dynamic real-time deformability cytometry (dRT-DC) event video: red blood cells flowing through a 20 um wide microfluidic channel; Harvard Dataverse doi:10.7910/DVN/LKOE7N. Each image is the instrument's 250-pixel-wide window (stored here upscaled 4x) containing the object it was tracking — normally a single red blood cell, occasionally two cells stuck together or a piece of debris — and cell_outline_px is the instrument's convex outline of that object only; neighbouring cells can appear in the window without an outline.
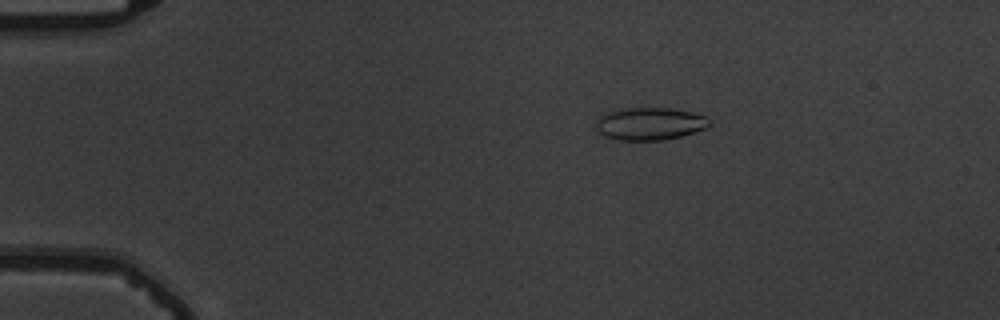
{"species": "common noctule bat (a hibernating species)", "species_latin": "Nyctalus noctula", "temperature_condition": "warm", "stored_images_in_passage": 55, "camera_frame_rate_fps": 3000, "um_per_image_px": 0.085, "animal": {"sex": "male", "body_mass_g": 19.5, "forearm_length_mm": 54.6}, "frame": {"image": 1, "passage_image": 11, "time_ms": 3.333, "image_size_px": [1000, 320], "cell_outline_px": [[712, 124], [708, 128], [680, 136], [664, 140], [616, 140], [604, 136], [596, 128], [596, 120], [600, 116], [608, 112], [628, 108], [668, 108], [692, 112], [708, 116], [712, 120]], "centroid_in_image_um": [55.29, 10.52], "position_along_channel_um": 29.7, "area_um2": 21.68}}
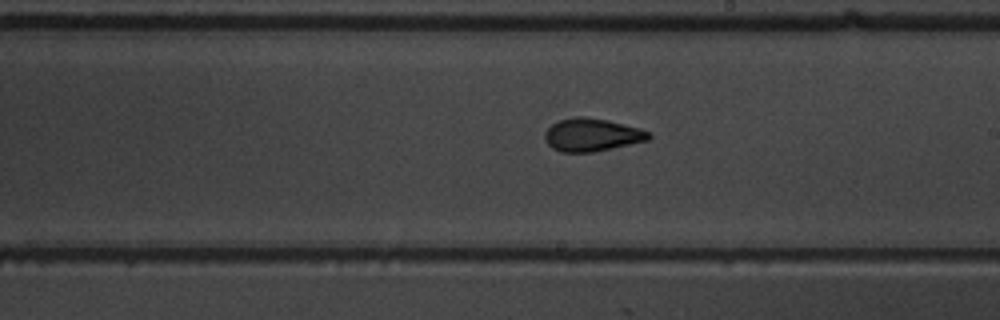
{"frame": {"image": 2, "passage_image": 33, "time_ms": 10.667, "image_size_px": [1000, 320], "cell_outline_px": [[652, 136], [648, 140], [612, 148], [592, 152], [560, 152], [552, 148], [548, 144], [544, 136], [544, 132], [552, 124], [560, 120], [572, 116], [584, 116], [604, 120], [640, 128], [648, 132]], "centroid_in_image_um": [50.27, 11.46], "position_along_channel_um": 238.7, "area_um2": 19.77}}
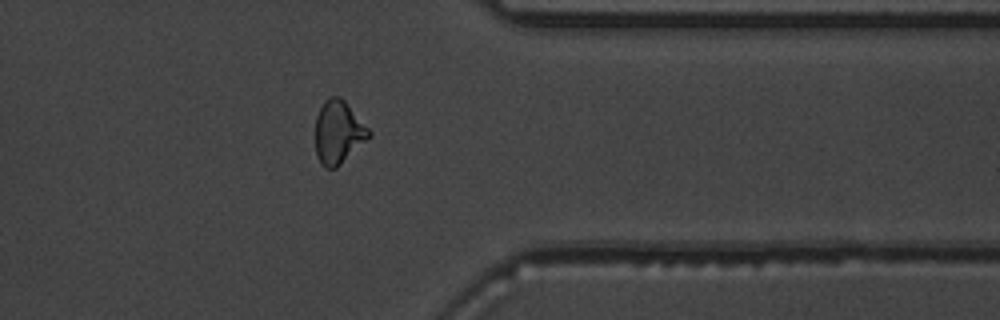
{"frame": {"image": 3, "passage_image": 45, "time_ms": 14.667, "image_size_px": [1000, 320], "cell_outline_px": [[372, 136], [336, 168], [324, 168], [320, 164], [316, 156], [316, 116], [324, 100], [328, 96], [340, 96], [344, 100], [372, 132]], "centroid_in_image_um": [28.76, 11.25], "position_along_channel_um": 382.6, "area_um2": 19.83}, "authors_computed_cell_mechanics": {"area_um2": 20.0566, "velocity_mm_per_s": 3.7632, "shape_relaxation_time_tau1_ms": 7.3145, "shape_relaxation_time_tau2_ms": 1.262, "deformation_change_tau1": 0.1944, "deformation_change_tau2": 0.0793}}